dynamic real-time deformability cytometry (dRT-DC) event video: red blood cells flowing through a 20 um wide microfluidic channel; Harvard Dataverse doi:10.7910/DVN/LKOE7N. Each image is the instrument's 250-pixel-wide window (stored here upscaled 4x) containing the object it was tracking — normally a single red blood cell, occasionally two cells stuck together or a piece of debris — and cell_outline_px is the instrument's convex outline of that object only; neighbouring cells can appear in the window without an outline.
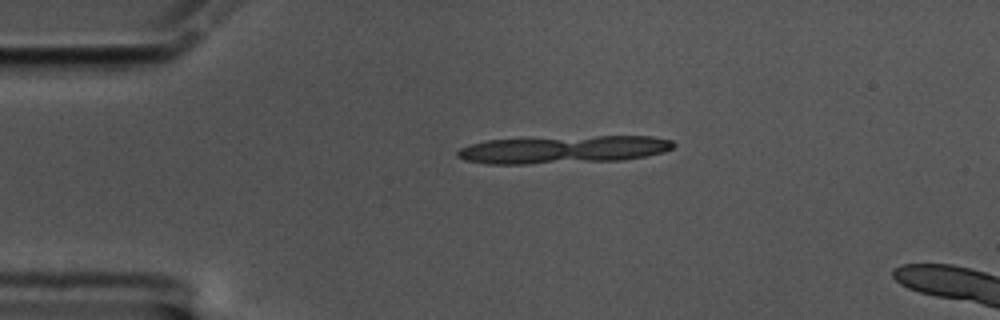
{"species": "common noctule bat (a hibernating species)", "species_latin": "Nyctalus noctula", "temperature_condition": "cold", "stored_images_in_passage": 8, "camera_frame_rate_fps": 3000, "um_per_image_px": 0.085, "animal": {"sex": "male", "body_mass_g": 17.5, "forearm_length_mm": 52.3}, "frame": {"image": 1, "passage_image": 1, "time_ms": 0.0, "image_size_px": [1000, 320], "cell_outline_px": [[676, 144], [672, 148], [664, 152], [624, 160], [528, 164], [488, 164], [464, 160], [456, 156], [456, 152], [460, 148], [484, 140], [596, 136], [652, 136], [672, 140]], "centroid_in_image_um": [47.89, 12.72], "position_along_channel_um": 37.1, "area_um2": 34.91}}